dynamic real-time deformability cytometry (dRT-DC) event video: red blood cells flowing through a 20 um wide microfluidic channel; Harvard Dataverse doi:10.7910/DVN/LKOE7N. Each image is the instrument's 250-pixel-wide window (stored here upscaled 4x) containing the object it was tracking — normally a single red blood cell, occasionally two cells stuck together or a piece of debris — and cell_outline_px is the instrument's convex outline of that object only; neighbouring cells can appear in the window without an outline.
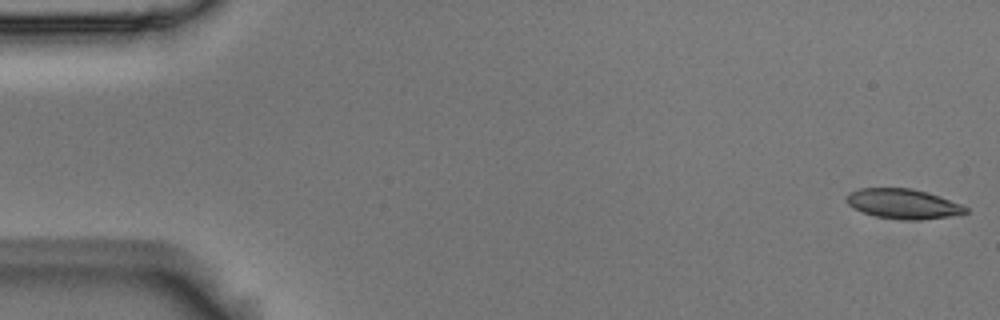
{"species": "Egyptian fruit bat (a non-hibernating species)", "species_latin": "Rousettus aegyptiacus", "temperature_condition": "room temperature", "stored_images_in_passage": 5, "camera_frame_rate_fps": 3000, "um_per_image_px": 0.085, "animal": {"sex": "male"}, "frame": {"image": 1, "passage_image": 1, "time_ms": 0.0, "image_size_px": [1000, 320], "cell_outline_px": [[968, 212], [948, 216], [916, 220], [900, 220], [876, 216], [864, 212], [848, 204], [848, 192], [860, 188], [912, 188], [928, 192], [940, 196], [960, 204], [968, 208]], "centroid_in_image_um": [76.78, 17.31], "position_along_channel_um": 8.2, "area_um2": 20.46}}
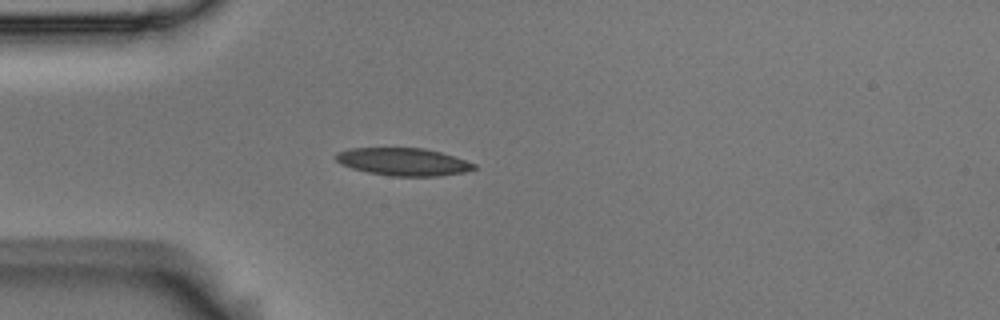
{"frame": {"image": 2, "passage_image": 5, "time_ms": 1.333, "image_size_px": [1000, 320], "cell_outline_px": [[476, 168], [464, 172], [436, 176], [392, 176], [368, 172], [352, 168], [340, 164], [336, 160], [336, 152], [352, 148], [424, 148], [440, 152], [476, 164]], "centroid_in_image_um": [34.25, 13.75], "position_along_channel_um": 50.7, "area_um2": 22.02}}